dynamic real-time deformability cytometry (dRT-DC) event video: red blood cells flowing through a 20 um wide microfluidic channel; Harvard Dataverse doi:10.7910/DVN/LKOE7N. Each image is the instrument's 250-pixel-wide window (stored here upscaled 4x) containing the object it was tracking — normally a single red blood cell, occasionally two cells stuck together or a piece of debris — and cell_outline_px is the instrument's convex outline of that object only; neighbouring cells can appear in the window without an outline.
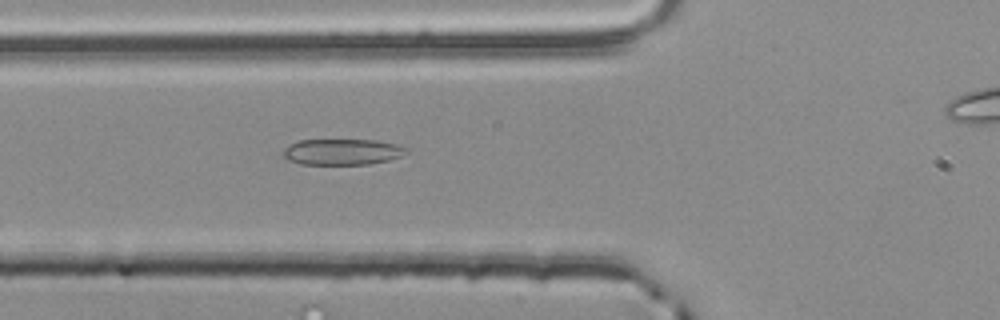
{"species": "common noctule bat (a hibernating species)", "species_latin": "Nyctalus noctula", "temperature_condition": "room temperature", "stored_images_in_passage": 5, "camera_frame_rate_fps": 3000, "um_per_image_px": 0.085, "animal": {"sex": "male", "body_mass_g": 20.4}, "frame": {"image": 1, "passage_image": 4, "time_ms": 1.0, "image_size_px": [1000, 320], "cell_outline_px": [[408, 152], [400, 156], [388, 160], [368, 164], [300, 164], [288, 160], [284, 156], [284, 148], [300, 140], [376, 140], [396, 144], [408, 148]], "centroid_in_image_um": [29.11, 12.91], "position_along_channel_um": 96.7, "area_um2": 18.5}}